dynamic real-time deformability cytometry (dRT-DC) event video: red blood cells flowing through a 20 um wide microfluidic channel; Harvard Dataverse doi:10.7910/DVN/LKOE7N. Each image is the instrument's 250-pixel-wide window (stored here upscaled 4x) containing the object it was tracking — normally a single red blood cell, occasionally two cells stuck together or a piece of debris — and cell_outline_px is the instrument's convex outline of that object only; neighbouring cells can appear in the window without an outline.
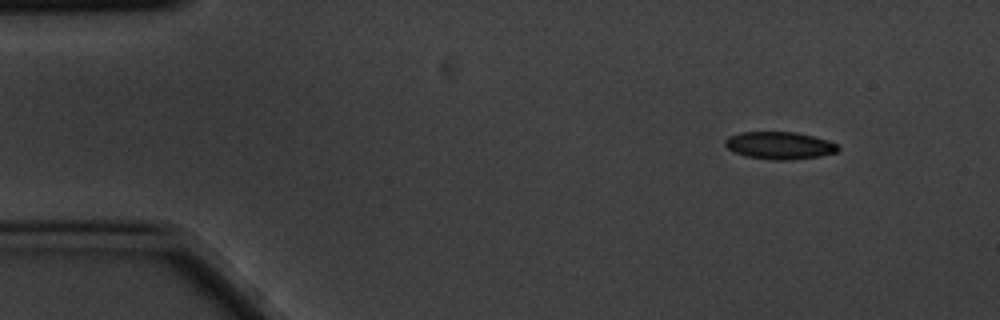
{"species": "common noctule bat (a hibernating species)", "species_latin": "Nyctalus noctula", "temperature_condition": "cold", "stored_images_in_passage": 4, "camera_frame_rate_fps": 3000, "um_per_image_px": 0.085, "animal": {"sex": "male", "body_mass_g": 20.1, "forearm_length_mm": 53.5}, "frame": {"image": 1, "passage_image": 1, "time_ms": 0.0, "image_size_px": [1000, 320], "cell_outline_px": [[840, 148], [836, 152], [820, 156], [792, 160], [772, 160], [748, 156], [736, 152], [728, 148], [724, 144], [724, 140], [728, 136], [740, 132], [796, 132], [828, 140], [840, 144]], "centroid_in_image_um": [66.29, 12.36], "position_along_channel_um": 18.7, "area_um2": 18.09}}
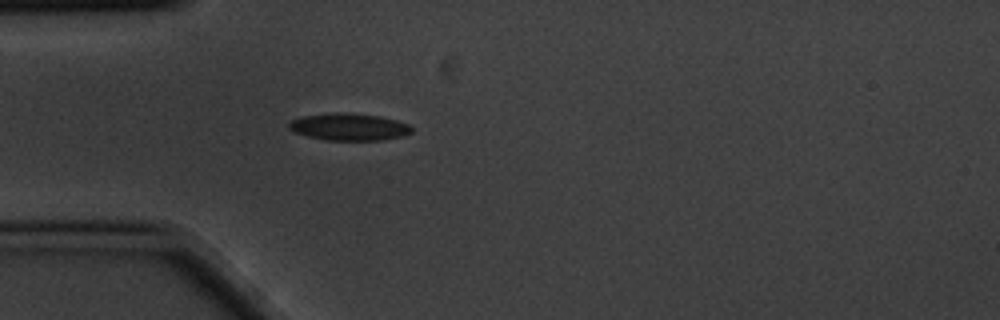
{"frame": {"image": 2, "passage_image": 4, "time_ms": 1.0, "image_size_px": [1000, 320], "cell_outline_px": [[412, 132], [404, 136], [384, 140], [328, 140], [308, 136], [296, 132], [288, 128], [288, 124], [292, 120], [304, 116], [336, 112], [340, 112], [380, 116], [396, 120], [408, 124], [412, 128]], "centroid_in_image_um": [29.71, 10.79], "position_along_channel_um": 55.3, "area_um2": 19.25}}